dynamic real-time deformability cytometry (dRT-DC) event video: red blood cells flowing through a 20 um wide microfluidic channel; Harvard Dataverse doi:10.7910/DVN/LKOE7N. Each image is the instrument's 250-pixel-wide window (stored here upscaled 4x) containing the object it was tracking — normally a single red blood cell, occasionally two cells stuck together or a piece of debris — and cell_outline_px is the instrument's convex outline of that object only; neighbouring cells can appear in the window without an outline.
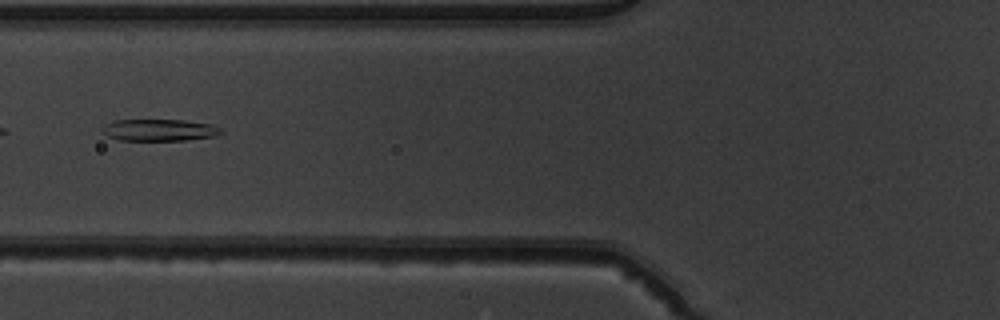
{"species": "common noctule bat (a hibernating species)", "species_latin": "Nyctalus noctula", "temperature_condition": "warm", "stored_images_in_passage": 52, "camera_frame_rate_fps": 3000, "um_per_image_px": 0.085, "animal": {"sex": "male", "body_mass_g": 19.5, "forearm_length_mm": 54.6}, "frame": {"image": 1, "passage_image": 21, "time_ms": 6.667, "image_size_px": [1000, 320], "cell_outline_px": [[224, 132], [216, 136], [188, 140], [120, 140], [108, 136], [100, 132], [100, 128], [104, 124], [112, 120], [184, 120], [212, 124], [220, 128]], "centroid_in_image_um": [13.52, 11.05], "position_along_channel_um": 112.3, "area_um2": 15.32}}
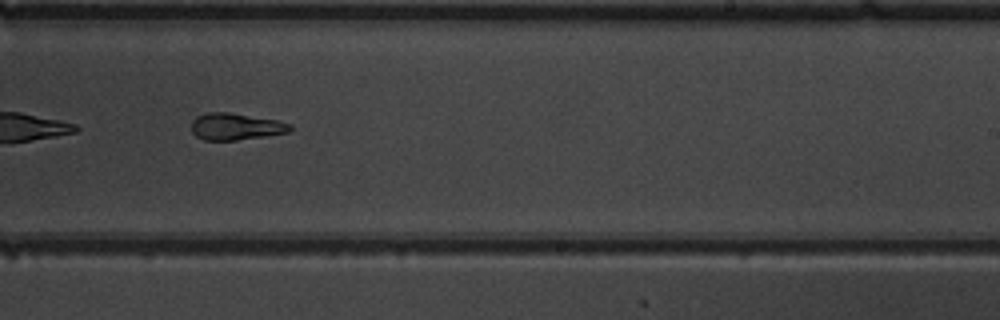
{"frame": {"image": 2, "passage_image": 33, "time_ms": 10.667, "image_size_px": [1000, 320], "cell_outline_px": [[292, 128], [288, 132], [264, 136], [236, 140], [204, 140], [196, 136], [192, 132], [192, 120], [196, 116], [208, 112], [228, 112], [276, 120], [292, 124]], "centroid_in_image_um": [20.01, 10.75], "position_along_channel_um": 269.0, "area_um2": 15.32}}
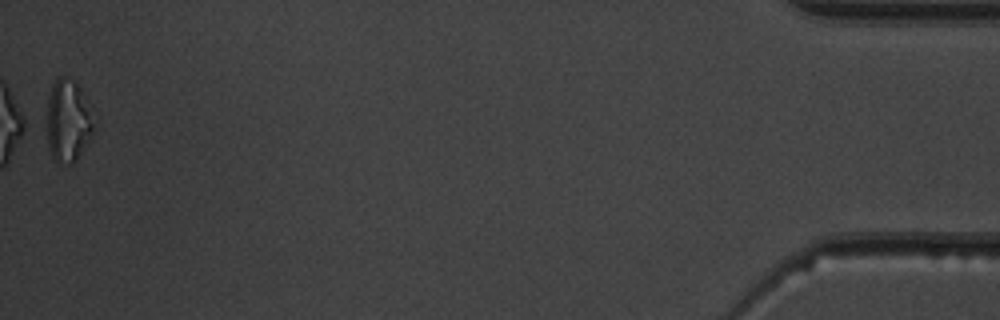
{"frame": {"image": 3, "passage_image": 52, "time_ms": 17.0, "image_size_px": [1000, 320], "cell_outline_px": [[92, 132], [88, 140], [76, 160], [72, 164], [68, 164], [56, 160], [52, 156], [48, 144], [48, 100], [52, 84], [60, 76], [64, 76], [76, 80], [84, 92], [92, 124]], "centroid_in_image_um": [5.76, 10.22], "position_along_channel_um": 429.4, "area_um2": 21.85}, "authors_computed_cell_mechanics": {"area_um2": 17.0221, "velocity_mm_per_s": 3.9211, "shape_relaxation_time_tau1_ms": 7.3015, "shape_relaxation_time_tau2_ms": 2.0582, "deformation_change_tau1": 0.2284, "deformation_change_tau2": 0.1103}}